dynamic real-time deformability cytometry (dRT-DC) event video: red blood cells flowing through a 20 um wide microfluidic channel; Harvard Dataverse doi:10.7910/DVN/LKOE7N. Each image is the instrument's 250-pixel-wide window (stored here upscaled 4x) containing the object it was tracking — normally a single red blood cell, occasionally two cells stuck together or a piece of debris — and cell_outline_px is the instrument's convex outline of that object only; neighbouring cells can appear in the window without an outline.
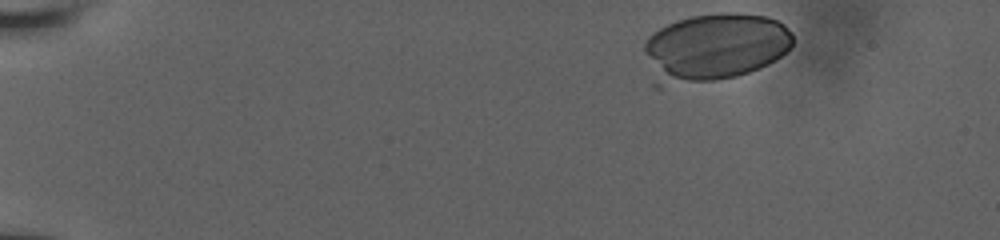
{"species": "human", "species_latin": "Homo sapiens", "temperature_condition": "room temperature", "stored_images_in_passage": 20, "camera_frame_rate_fps": 3000, "um_per_image_px": 0.085, "donor": {"sex": "male"}, "frame": {"image": 1, "passage_image": 1, "time_ms": 0.0, "image_size_px": [1000, 240], "cell_outline_px": [[792, 44], [780, 56], [768, 64], [760, 68], [736, 76], [712, 80], [660, 88], [656, 88], [652, 84], [644, 52], [644, 44], [648, 36], [660, 28], [676, 20], [692, 16], [720, 12], [736, 12], [768, 16], [784, 24], [792, 36]], "centroid_in_image_um": [60.64, 4.04], "position_along_channel_um": 24.4, "area_um2": 59.59}}
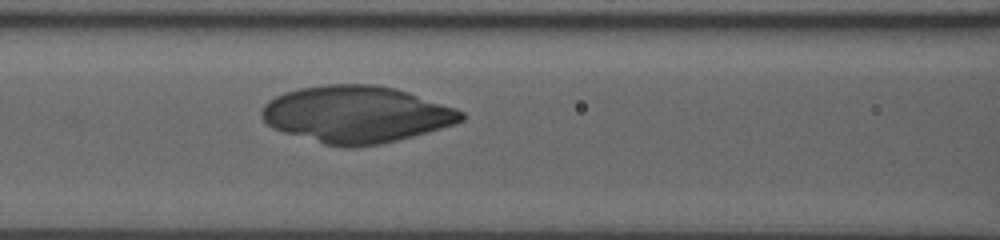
{"frame": {"image": 2, "passage_image": 17, "time_ms": 6.0, "image_size_px": [1000, 240], "cell_outline_px": [[464, 120], [428, 132], [380, 144], [352, 148], [348, 148], [324, 144], [284, 132], [272, 128], [264, 120], [260, 112], [264, 104], [268, 100], [284, 92], [300, 88], [324, 84], [376, 84], [396, 88], [456, 108], [464, 112]], "centroid_in_image_um": [30.27, 9.71], "position_along_channel_um": 136.3, "area_um2": 66.12}}
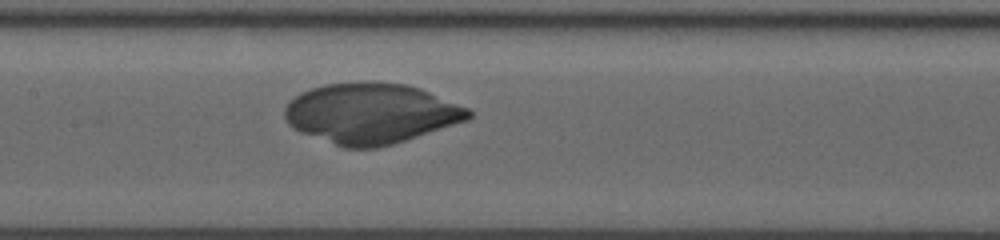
{"frame": {"image": 3, "passage_image": 20, "time_ms": 7.0, "image_size_px": [1000, 240], "cell_outline_px": [[472, 116], [468, 120], [392, 144], [376, 148], [344, 148], [300, 132], [288, 124], [284, 116], [284, 108], [288, 100], [300, 92], [324, 84], [364, 80], [408, 84], [420, 88], [468, 108], [472, 112]], "centroid_in_image_um": [31.49, 9.62], "position_along_channel_um": 175.9, "area_um2": 65.08}}